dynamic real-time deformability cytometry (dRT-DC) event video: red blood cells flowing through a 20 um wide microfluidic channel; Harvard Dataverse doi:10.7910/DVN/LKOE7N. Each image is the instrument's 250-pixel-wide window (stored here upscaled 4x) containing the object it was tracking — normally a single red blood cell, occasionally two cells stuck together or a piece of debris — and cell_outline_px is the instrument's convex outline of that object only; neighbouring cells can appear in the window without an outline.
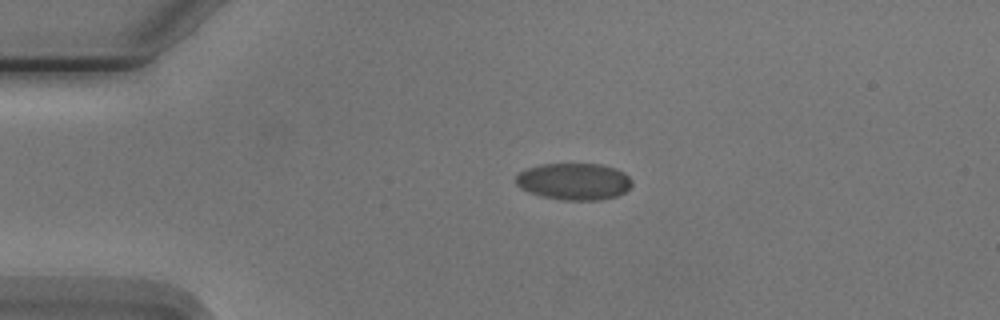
{"species": "Egyptian fruit bat (a non-hibernating species)", "species_latin": "Rousettus aegyptiacus", "temperature_condition": "cold", "stored_images_in_passage": 4, "camera_frame_rate_fps": 3000, "um_per_image_px": 0.085, "animal": {"sex": "male"}, "frame": {"image": 1, "passage_image": 3, "time_ms": 2.333, "image_size_px": [1000, 320], "cell_outline_px": [[632, 184], [624, 192], [616, 196], [600, 200], [560, 200], [544, 196], [520, 188], [516, 184], [516, 176], [524, 168], [540, 164], [604, 164], [616, 168], [624, 172], [632, 180]], "centroid_in_image_um": [48.8, 15.41], "position_along_channel_um": 36.2, "area_um2": 24.97}}